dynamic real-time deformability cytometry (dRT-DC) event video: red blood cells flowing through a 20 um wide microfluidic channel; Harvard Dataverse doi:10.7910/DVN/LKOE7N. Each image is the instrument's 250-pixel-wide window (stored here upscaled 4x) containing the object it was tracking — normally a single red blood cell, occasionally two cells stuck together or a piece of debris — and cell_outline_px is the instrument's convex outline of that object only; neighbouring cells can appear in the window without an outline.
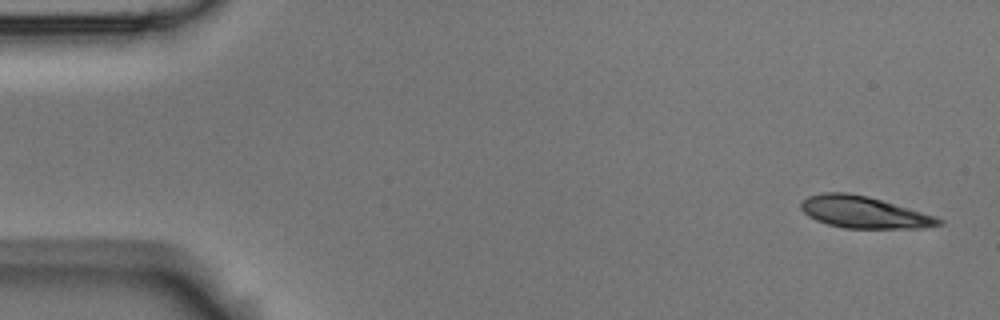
{"species": "Egyptian fruit bat (a non-hibernating species)", "species_latin": "Rousettus aegyptiacus", "temperature_condition": "room temperature", "stored_images_in_passage": 5, "segment_of_instrument_passage": [2, 2], "camera_frame_rate_fps": 3000, "um_per_image_px": 0.085, "animal": {"sex": "male"}, "frame": {"image": 1, "passage_image": 5, "time_ms": 1.333, "image_size_px": [1000, 320], "cell_outline_px": [[944, 224], [924, 228], [844, 228], [828, 224], [816, 220], [808, 216], [800, 208], [800, 204], [808, 196], [824, 192], [848, 192], [868, 196], [936, 216], [944, 220]], "centroid_in_image_um": [73.45, 18.04], "position_along_channel_um": 11.6, "area_um2": 25.55}}